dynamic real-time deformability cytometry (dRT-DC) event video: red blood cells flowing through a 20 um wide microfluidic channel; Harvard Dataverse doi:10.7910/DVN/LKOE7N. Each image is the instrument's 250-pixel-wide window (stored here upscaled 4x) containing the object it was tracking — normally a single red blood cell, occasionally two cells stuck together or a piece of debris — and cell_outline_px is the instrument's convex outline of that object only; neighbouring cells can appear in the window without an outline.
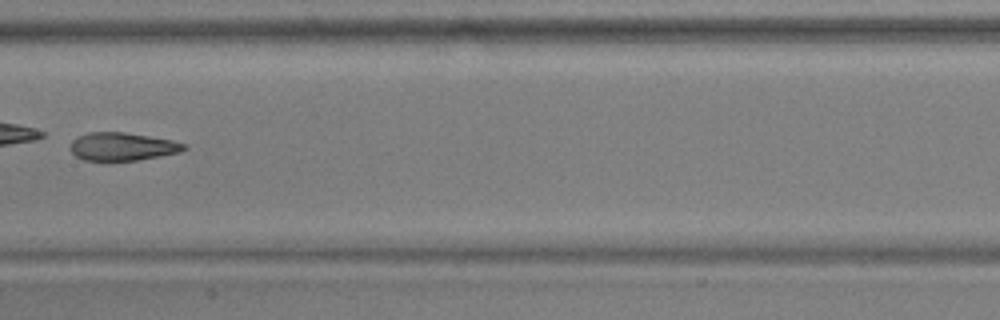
{"species": "common noctule bat (a hibernating species)", "species_latin": "Nyctalus noctula", "temperature_condition": "warm", "stored_images_in_passage": 8, "camera_frame_rate_fps": 3000, "um_per_image_px": 0.085, "animal": {"sex": "male", "body_mass_g": 17.9, "forearm_length_mm": 54.2}, "frame": {"image": 1, "passage_image": 7, "time_ms": 2.0, "image_size_px": [1000, 320], "cell_outline_px": [[188, 148], [180, 152], [136, 160], [104, 164], [84, 160], [76, 156], [68, 148], [72, 140], [76, 136], [88, 132], [124, 132], [172, 140], [188, 144]], "centroid_in_image_um": [10.33, 12.49], "position_along_channel_um": 197.1, "area_um2": 19.36}}